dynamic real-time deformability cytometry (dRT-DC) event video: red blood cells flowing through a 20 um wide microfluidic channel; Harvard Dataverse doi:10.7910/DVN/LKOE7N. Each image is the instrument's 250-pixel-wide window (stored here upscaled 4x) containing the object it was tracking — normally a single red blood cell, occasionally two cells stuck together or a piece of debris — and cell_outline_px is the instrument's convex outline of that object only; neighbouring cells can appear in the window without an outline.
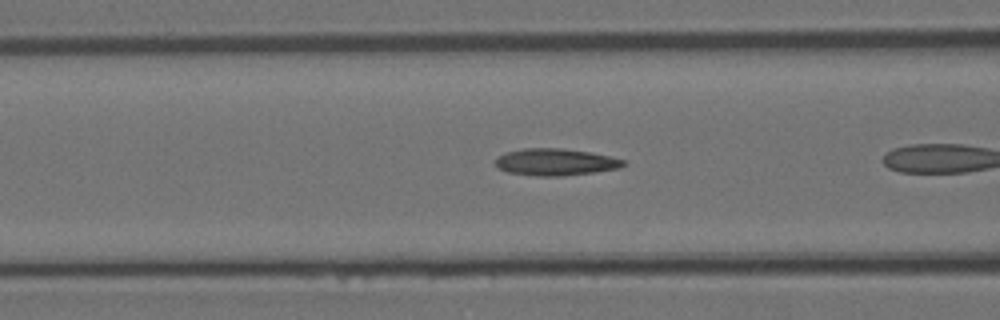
{"species": "Egyptian fruit bat (a non-hibernating species)", "species_latin": "Rousettus aegyptiacus", "temperature_condition": "room temperature", "stored_images_in_passage": 26, "camera_frame_rate_fps": 3000, "um_per_image_px": 0.085, "animal": {"sex": "female"}, "frame": {"image": 1, "passage_image": 5, "time_ms": 1.333, "image_size_px": [1000, 320], "cell_outline_px": [[628, 164], [620, 168], [596, 172], [560, 176], [536, 176], [508, 172], [496, 168], [496, 156], [504, 152], [524, 148], [560, 148], [592, 152], [628, 160]], "centroid_in_image_um": [47.25, 13.77], "position_along_channel_um": 119.4, "area_um2": 20.46}}
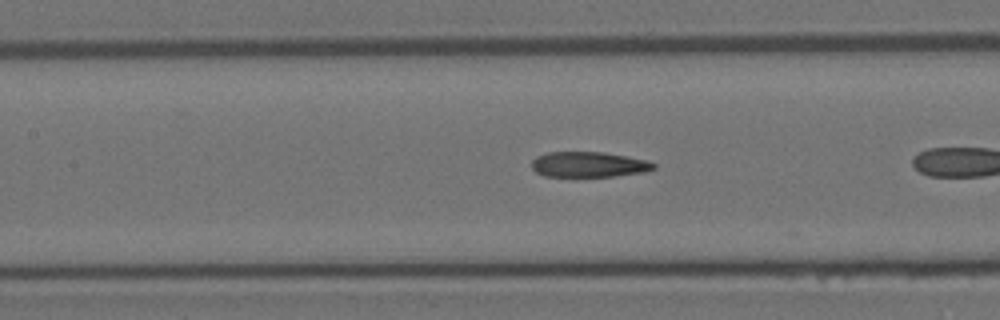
{"frame": {"image": 2, "passage_image": 8, "time_ms": 2.333, "image_size_px": [1000, 320], "cell_outline_px": [[656, 168], [644, 172], [612, 176], [544, 176], [536, 172], [532, 168], [532, 160], [536, 156], [548, 152], [604, 152], [628, 156], [648, 160], [656, 164]], "centroid_in_image_um": [50.05, 13.97], "position_along_channel_um": 157.3, "area_um2": 18.09}}